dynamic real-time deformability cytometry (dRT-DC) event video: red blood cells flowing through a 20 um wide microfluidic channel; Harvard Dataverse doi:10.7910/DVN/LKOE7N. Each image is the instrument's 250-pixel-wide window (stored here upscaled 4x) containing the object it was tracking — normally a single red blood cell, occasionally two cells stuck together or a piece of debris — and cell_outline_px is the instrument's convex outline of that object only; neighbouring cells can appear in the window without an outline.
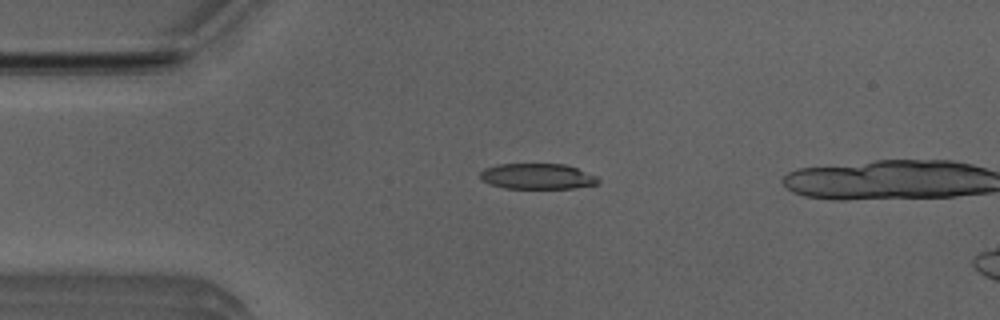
{"species": "Egyptian fruit bat (a non-hibernating species)", "species_latin": "Rousettus aegyptiacus", "temperature_condition": "room temperature", "stored_images_in_passage": 4, "camera_frame_rate_fps": 3000, "um_per_image_px": 0.085, "animal": {"sex": "male"}, "frame": {"image": 1, "passage_image": 1, "time_ms": 0.0, "image_size_px": [1000, 320], "cell_outline_px": [[600, 184], [572, 188], [504, 188], [480, 180], [480, 172], [484, 168], [496, 164], [564, 164], [576, 168], [596, 176], [600, 180]], "centroid_in_image_um": [45.66, 14.99], "position_along_channel_um": 39.3, "area_um2": 17.63}}